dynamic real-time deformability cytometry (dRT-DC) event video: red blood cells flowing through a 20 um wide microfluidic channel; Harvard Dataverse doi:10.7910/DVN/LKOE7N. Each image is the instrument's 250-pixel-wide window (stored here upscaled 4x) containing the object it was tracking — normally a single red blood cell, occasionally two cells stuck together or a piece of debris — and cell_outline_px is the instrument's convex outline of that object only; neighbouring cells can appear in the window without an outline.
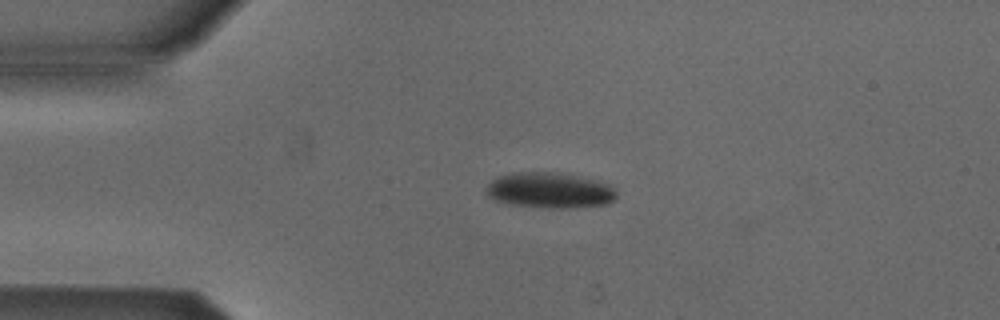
{"species": "Egyptian fruit bat (a non-hibernating species)", "species_latin": "Rousettus aegyptiacus", "temperature_condition": "cold", "stored_images_in_passage": 2, "camera_frame_rate_fps": 3000, "um_per_image_px": 0.085, "animal": {"sex": "male"}, "frame": {"image": 1, "passage_image": 1, "time_ms": 0.0, "image_size_px": [1000, 320], "cell_outline_px": [[616, 200], [608, 204], [568, 208], [548, 208], [512, 204], [496, 200], [488, 196], [488, 184], [496, 176], [512, 172], [560, 172], [612, 184], [616, 192]], "centroid_in_image_um": [46.77, 16.17], "position_along_channel_um": 38.2, "area_um2": 27.17}}